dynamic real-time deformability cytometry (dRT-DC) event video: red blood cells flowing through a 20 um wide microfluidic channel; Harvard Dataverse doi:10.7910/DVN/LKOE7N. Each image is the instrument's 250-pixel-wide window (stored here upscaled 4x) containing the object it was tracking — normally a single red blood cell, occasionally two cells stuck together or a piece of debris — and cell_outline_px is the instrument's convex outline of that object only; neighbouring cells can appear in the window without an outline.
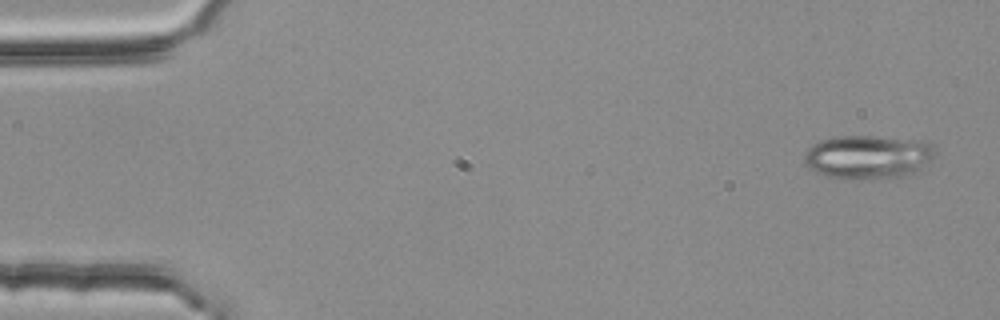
{"species": "common noctule bat (a hibernating species)", "species_latin": "Nyctalus noctula", "temperature_condition": "room temperature", "stored_images_in_passage": 4, "camera_frame_rate_fps": 3000, "um_per_image_px": 0.085, "animal": {"sex": "female", "body_mass_g": 25.1}, "frame": {"image": 1, "passage_image": 1, "time_ms": 0.0, "image_size_px": [1000, 320], "cell_outline_px": [[936, 152], [932, 160], [916, 172], [904, 176], [872, 180], [852, 180], [828, 176], [816, 172], [808, 168], [804, 160], [804, 156], [808, 148], [812, 144], [820, 140], [832, 136], [872, 136], [924, 140], [932, 144]], "centroid_in_image_um": [73.8, 13.35], "position_along_channel_um": 11.2, "area_um2": 34.04}}